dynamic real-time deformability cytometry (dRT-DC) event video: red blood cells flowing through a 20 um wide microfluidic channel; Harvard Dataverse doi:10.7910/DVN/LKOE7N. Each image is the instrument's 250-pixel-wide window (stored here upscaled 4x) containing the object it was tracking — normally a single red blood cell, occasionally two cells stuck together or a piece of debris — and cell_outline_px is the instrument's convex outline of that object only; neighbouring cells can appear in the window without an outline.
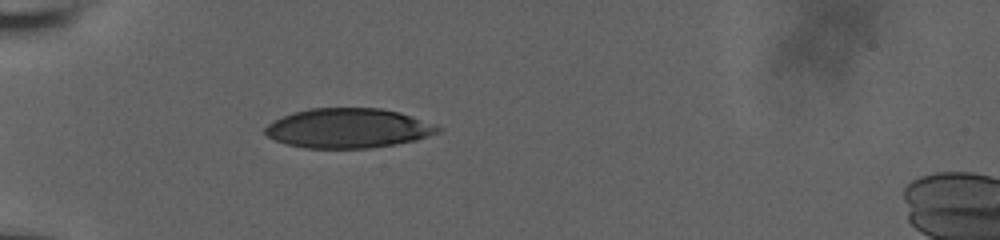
{"species": "human", "species_latin": "Homo sapiens", "temperature_condition": "room temperature", "stored_images_in_passage": 35, "camera_frame_rate_fps": 3000, "um_per_image_px": 0.085, "donor": {"sex": "male"}, "frame": {"image": 1, "passage_image": 1, "time_ms": 0.0, "image_size_px": [1000, 240], "cell_outline_px": [[440, 132], [416, 140], [396, 144], [372, 148], [304, 148], [288, 144], [276, 140], [268, 136], [264, 132], [264, 128], [268, 124], [292, 112], [312, 108], [380, 108], [400, 112], [440, 128]], "centroid_in_image_um": [29.57, 10.9], "position_along_channel_um": 55.4, "area_um2": 39.54}}
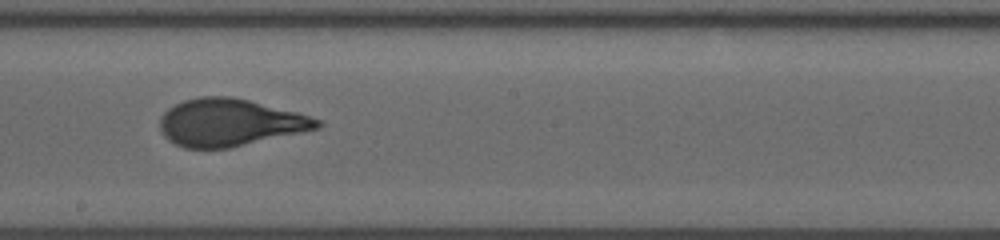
{"frame": {"image": 2, "passage_image": 16, "time_ms": 5.0, "image_size_px": [1000, 240], "cell_outline_px": [[324, 124], [320, 128], [228, 148], [184, 148], [168, 140], [164, 136], [160, 128], [160, 116], [168, 108], [184, 100], [200, 96], [232, 96], [296, 112], [320, 120]], "centroid_in_image_um": [19.5, 10.41], "position_along_channel_um": 228.7, "area_um2": 43.12}}
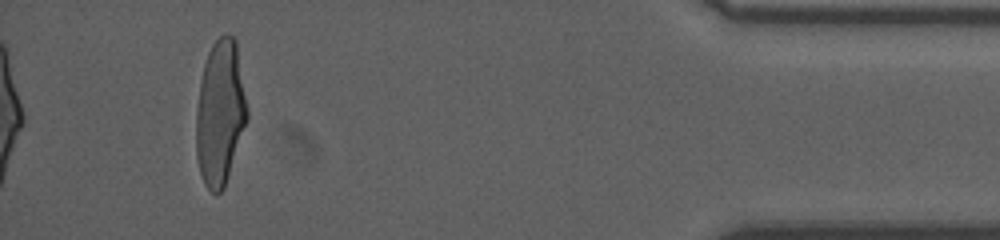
{"frame": {"image": 3, "passage_image": 35, "time_ms": 11.333, "image_size_px": [1000, 240], "cell_outline_px": [[248, 120], [224, 188], [216, 196], [204, 184], [200, 172], [196, 156], [196, 112], [200, 80], [204, 64], [208, 52], [212, 44], [224, 32], [232, 36], [236, 40], [248, 108]], "centroid_in_image_um": [18.72, 9.59], "position_along_channel_um": 416.5, "area_um2": 43.47}, "authors_computed_cell_mechanics": {"area_um2": 42.9454, "velocity_mm_per_s": 3.8334, "shape_relaxation_time_tau1_ms": 5.691, "shape_relaxation_time_tau2_ms": null, "deformation_change_tau1": 0.2293, "deformation_change_tau2": null}}